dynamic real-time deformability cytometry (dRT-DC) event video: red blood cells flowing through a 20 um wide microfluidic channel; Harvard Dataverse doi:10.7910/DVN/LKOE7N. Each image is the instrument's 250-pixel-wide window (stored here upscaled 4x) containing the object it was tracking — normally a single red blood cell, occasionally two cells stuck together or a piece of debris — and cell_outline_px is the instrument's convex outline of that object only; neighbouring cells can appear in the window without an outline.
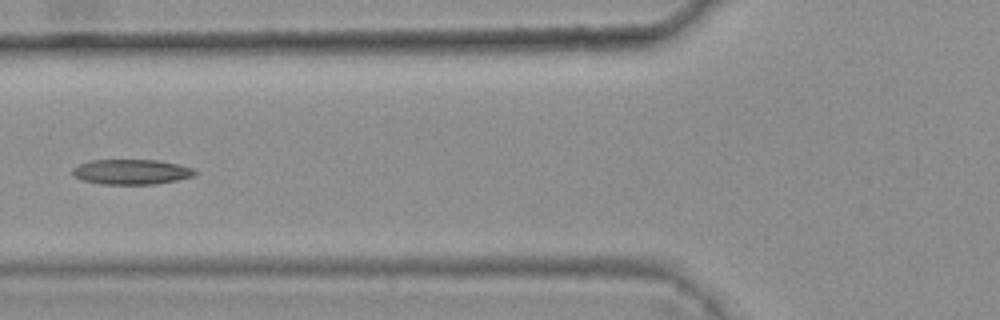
{"species": "common noctule bat (a hibernating species)", "species_latin": "Nyctalus noctula", "temperature_condition": "warm", "stored_images_in_passage": 7, "camera_frame_rate_fps": 3000, "um_per_image_px": 0.085, "animal": {"sex": "female", "body_mass_g": 25.1}, "frame": {"image": 1, "passage_image": 6, "time_ms": 1.667, "image_size_px": [1000, 320], "cell_outline_px": [[200, 172], [196, 176], [156, 184], [100, 184], [84, 180], [72, 176], [72, 168], [88, 160], [160, 160], [180, 164], [196, 168]], "centroid_in_image_um": [11.24, 14.6], "position_along_channel_um": 114.6, "area_um2": 18.26}}
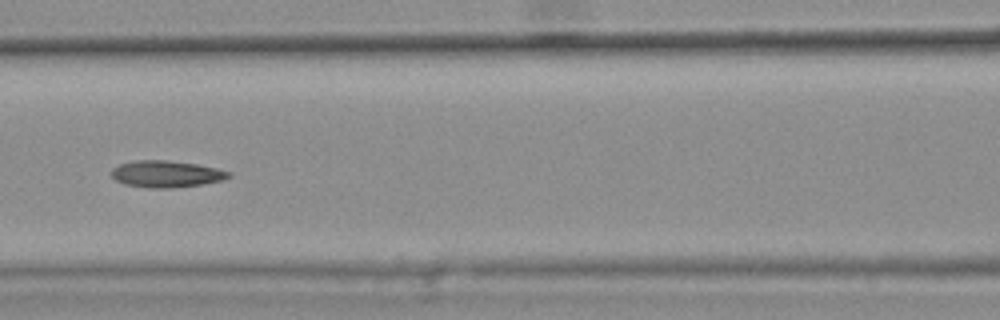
{"frame": {"image": 2, "passage_image": 7, "time_ms": 2.0, "image_size_px": [1000, 320], "cell_outline_px": [[232, 176], [224, 180], [204, 184], [168, 188], [148, 188], [124, 184], [116, 180], [112, 176], [112, 168], [120, 164], [136, 160], [168, 160], [196, 164], [216, 168], [232, 172]], "centroid_in_image_um": [14.16, 14.79], "position_along_channel_um": 152.4, "area_um2": 18.32}}